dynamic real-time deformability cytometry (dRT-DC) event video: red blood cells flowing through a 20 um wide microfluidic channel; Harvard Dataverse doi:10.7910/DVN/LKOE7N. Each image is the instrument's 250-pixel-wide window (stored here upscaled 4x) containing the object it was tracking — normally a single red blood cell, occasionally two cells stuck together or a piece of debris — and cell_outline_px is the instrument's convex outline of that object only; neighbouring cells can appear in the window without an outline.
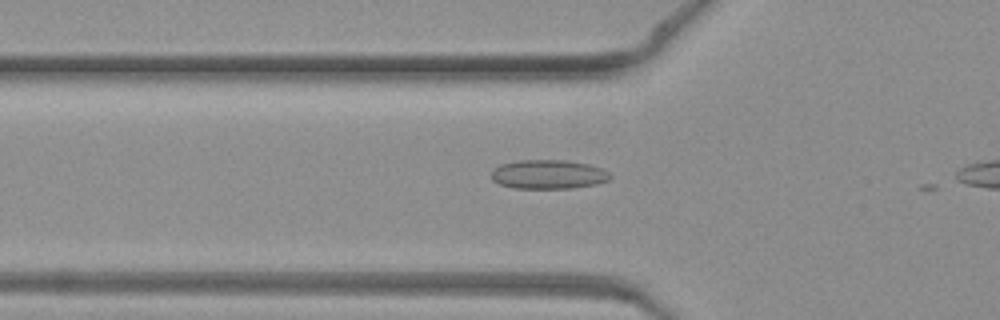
{"species": "common noctule bat (a hibernating species)", "species_latin": "Nyctalus noctula", "temperature_condition": "warm", "stored_images_in_passage": 5, "camera_frame_rate_fps": 3000, "um_per_image_px": 0.085, "animal": {"sex": "female", "body_mass_g": 19.3, "forearm_length_mm": 54.1}, "frame": {"image": 1, "passage_image": 3, "time_ms": 0.667, "image_size_px": [1000, 320], "cell_outline_px": [[612, 176], [608, 180], [596, 184], [572, 188], [512, 188], [500, 184], [492, 180], [492, 172], [500, 164], [516, 160], [568, 160], [588, 164], [604, 168]], "centroid_in_image_um": [46.63, 14.81], "position_along_channel_um": 79.2, "area_um2": 20.23}}